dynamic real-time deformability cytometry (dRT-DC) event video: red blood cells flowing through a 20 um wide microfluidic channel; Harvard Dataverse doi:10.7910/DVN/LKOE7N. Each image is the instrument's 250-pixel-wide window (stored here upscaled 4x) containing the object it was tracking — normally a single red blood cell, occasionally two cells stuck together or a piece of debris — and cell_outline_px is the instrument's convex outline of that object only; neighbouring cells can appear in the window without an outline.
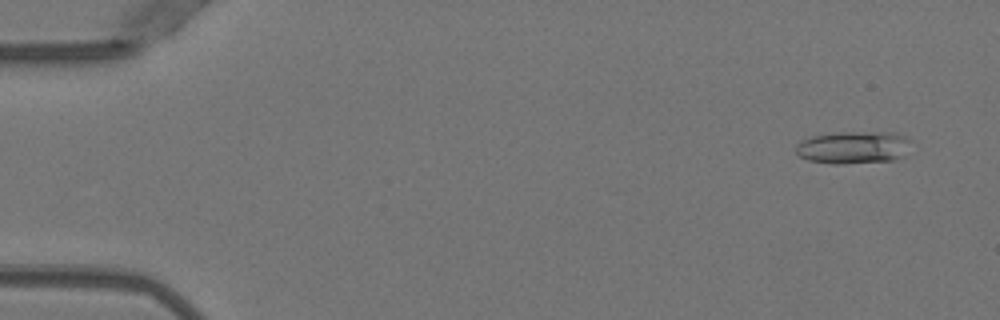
{"species": "Egyptian fruit bat (a non-hibernating species)", "species_latin": "Rousettus aegyptiacus", "temperature_condition": "warm", "stored_images_in_passage": 5, "camera_frame_rate_fps": 3000, "um_per_image_px": 0.085, "animal": {"sex": "female"}, "frame": {"image": 1, "passage_image": 1, "time_ms": 0.0, "image_size_px": [1000, 320], "cell_outline_px": [[912, 140], [904, 156], [892, 160], [840, 164], [832, 164], [808, 160], [800, 156], [796, 152], [796, 144], [812, 136], [836, 132], [896, 132], [908, 136]], "centroid_in_image_um": [72.58, 12.52], "position_along_channel_um": 12.4, "area_um2": 22.02}}
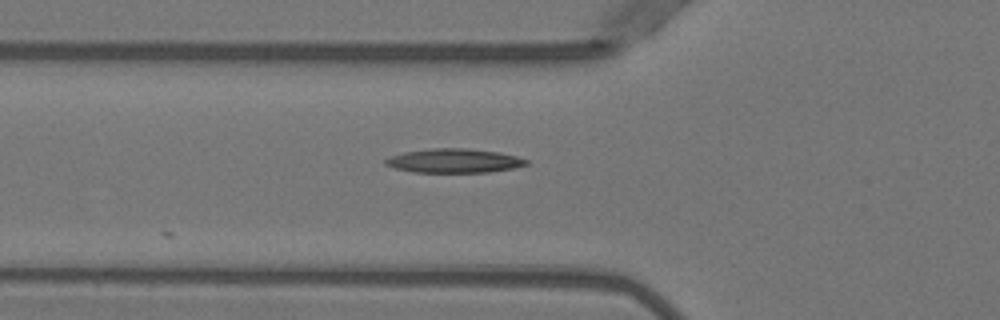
{"frame": {"image": 2, "passage_image": 5, "time_ms": 1.333, "image_size_px": [1000, 320], "cell_outline_px": [[528, 164], [516, 168], [488, 172], [412, 172], [396, 168], [384, 164], [384, 160], [392, 156], [404, 152], [432, 148], [468, 148], [496, 152], [516, 156], [528, 160]], "centroid_in_image_um": [38.61, 13.66], "position_along_channel_um": 87.2, "area_um2": 19.65}}